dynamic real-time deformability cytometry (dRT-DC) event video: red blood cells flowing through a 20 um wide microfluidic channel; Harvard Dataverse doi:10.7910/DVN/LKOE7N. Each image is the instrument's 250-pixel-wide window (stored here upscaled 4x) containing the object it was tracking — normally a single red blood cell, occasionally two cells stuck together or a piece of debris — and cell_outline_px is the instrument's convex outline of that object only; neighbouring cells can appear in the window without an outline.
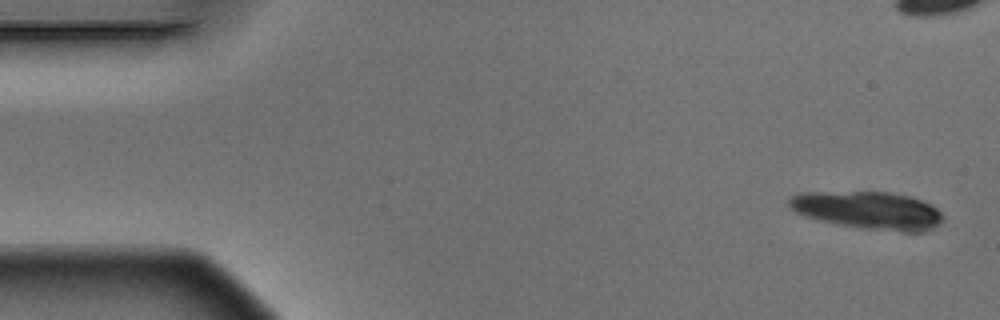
{"species": "Egyptian fruit bat (a non-hibernating species)", "species_latin": "Rousettus aegyptiacus", "temperature_condition": "warm", "stored_images_in_passage": 6, "segment_of_instrument_passage": [2, 2], "camera_frame_rate_fps": 3000, "um_per_image_px": 0.085, "animal": {"sex": "male"}, "frame": {"image": 1, "passage_image": 6, "time_ms": 1.667, "image_size_px": [1000, 320], "cell_outline_px": [[944, 220], [940, 224], [924, 232], [900, 232], [860, 228], [836, 224], [820, 220], [796, 212], [788, 204], [788, 200], [792, 196], [804, 192], [888, 192], [912, 196], [932, 204], [944, 216]], "centroid_in_image_um": [73.87, 17.88], "position_along_channel_um": 11.1, "area_um2": 33.99}}